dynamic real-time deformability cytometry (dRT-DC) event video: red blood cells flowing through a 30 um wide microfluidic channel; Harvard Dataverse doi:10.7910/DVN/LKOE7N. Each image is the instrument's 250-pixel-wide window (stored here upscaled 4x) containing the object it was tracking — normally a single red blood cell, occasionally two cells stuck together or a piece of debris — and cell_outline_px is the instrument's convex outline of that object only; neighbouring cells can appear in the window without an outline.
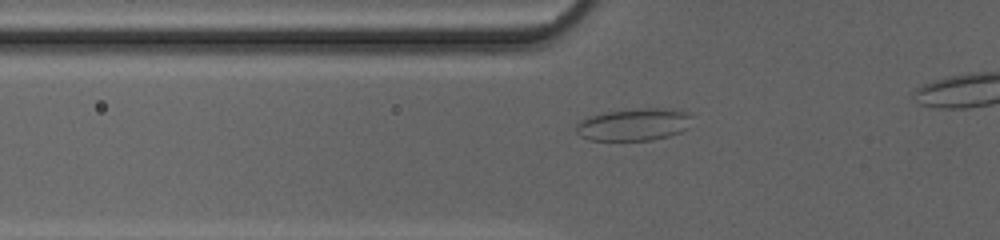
{"species": "common noctule bat (a hibernating species)", "species_latin": "Nyctalus noctula", "temperature_condition": "cold", "stored_images_in_passage": 37, "camera_frame_rate_fps": 3000, "um_per_image_px": 0.085, "animal": {"sex": "female", "body_mass_g": 20.0, "forearm_length_mm": 54.0}, "frame": {"image": 1, "passage_image": 11, "time_ms": 3.333, "image_size_px": [1000, 240], "cell_outline_px": [[692, 116], [688, 128], [680, 132], [668, 136], [652, 140], [588, 140], [580, 136], [576, 132], [576, 124], [580, 120], [592, 116], [608, 112], [640, 108], [656, 108], [692, 112]], "centroid_in_image_um": [53.9, 10.59], "position_along_channel_um": 71.9, "area_um2": 21.73}}
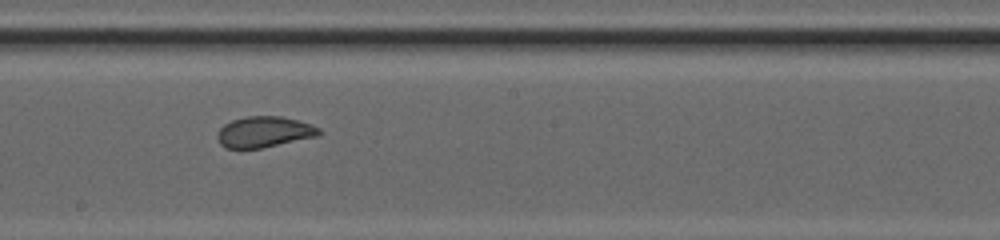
{"frame": {"image": 2, "passage_image": 22, "time_ms": 7.0, "image_size_px": [1000, 240], "cell_outline_px": [[320, 136], [260, 148], [224, 148], [220, 144], [216, 136], [220, 128], [224, 124], [232, 120], [248, 116], [280, 116], [312, 124], [320, 128]], "centroid_in_image_um": [22.46, 11.21], "position_along_channel_um": 225.7, "area_um2": 18.32}}
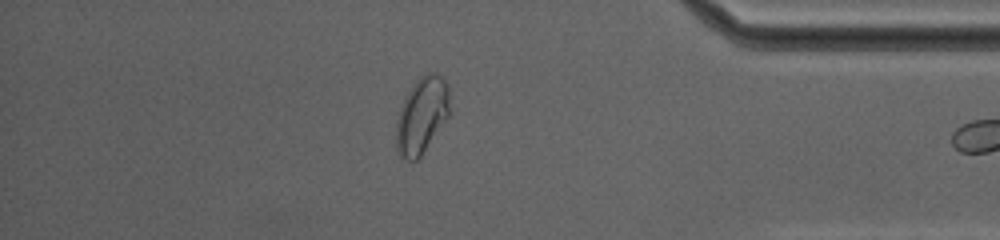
{"frame": {"image": 3, "passage_image": 36, "time_ms": 11.667, "image_size_px": [1000, 240], "cell_outline_px": [[448, 116], [420, 156], [416, 160], [404, 160], [396, 152], [396, 120], [400, 108], [412, 84], [424, 72], [436, 72], [448, 84]], "centroid_in_image_um": [35.81, 9.79], "position_along_channel_um": 399.4, "area_um2": 23.58}}